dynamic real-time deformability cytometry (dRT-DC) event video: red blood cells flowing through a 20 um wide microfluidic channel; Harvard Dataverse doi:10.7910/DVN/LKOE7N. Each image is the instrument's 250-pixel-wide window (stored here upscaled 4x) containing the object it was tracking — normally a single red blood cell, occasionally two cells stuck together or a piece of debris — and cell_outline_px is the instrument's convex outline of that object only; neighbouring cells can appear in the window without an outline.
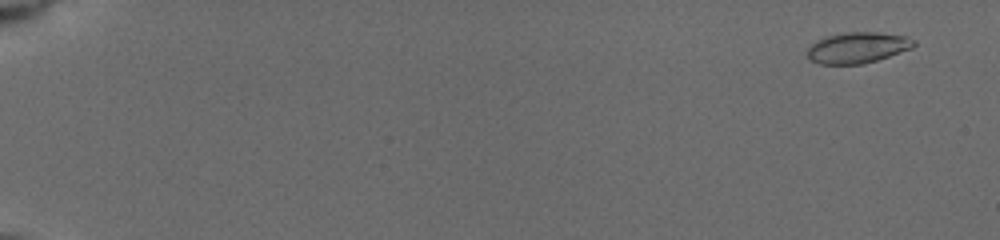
{"species": "common noctule bat (a hibernating species)", "species_latin": "Nyctalus noctula", "temperature_condition": "cold", "stored_images_in_passage": 82, "camera_frame_rate_fps": 3000, "um_per_image_px": 0.085, "animal": {"sex": "female", "body_mass_g": 19.5, "forearm_length_mm": 54.1}, "frame": {"image": 1, "passage_image": 5, "time_ms": 1.0, "image_size_px": [1000, 240], "cell_outline_px": [[916, 44], [912, 48], [864, 64], [820, 64], [808, 60], [808, 48], [816, 40], [824, 36], [848, 32], [876, 32], [908, 36], [916, 40]], "centroid_in_image_um": [72.89, 4.04], "position_along_channel_um": 12.1, "area_um2": 19.31}}
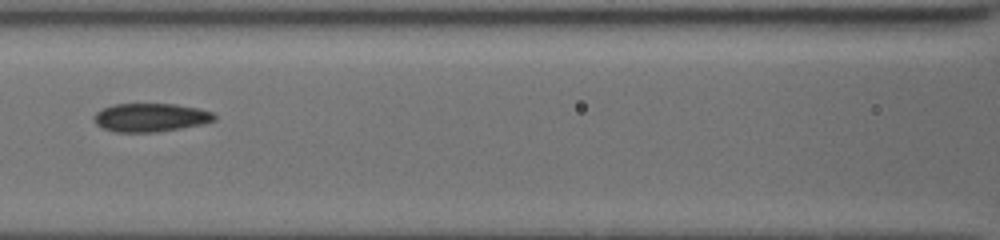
{"frame": {"image": 2, "passage_image": 39, "time_ms": 9.333, "image_size_px": [1000, 240], "cell_outline_px": [[216, 120], [200, 124], [180, 128], [156, 132], [116, 132], [104, 128], [96, 124], [92, 120], [92, 116], [96, 112], [112, 104], [176, 104], [196, 108], [212, 112], [216, 116]], "centroid_in_image_um": [12.75, 9.98], "position_along_channel_um": 153.8, "area_um2": 19.88}}
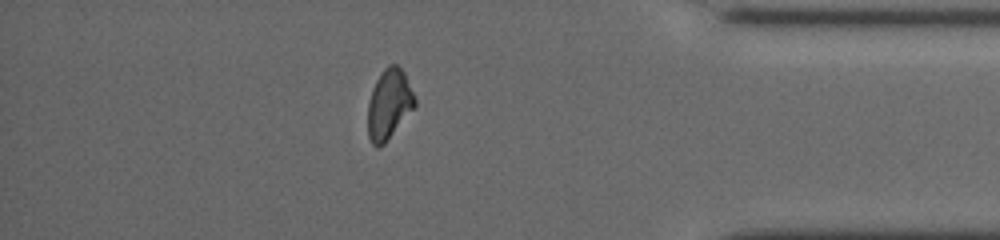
{"frame": {"image": 3, "passage_image": 68, "time_ms": 16.333, "image_size_px": [1000, 240], "cell_outline_px": [[416, 104], [384, 144], [376, 148], [372, 144], [368, 136], [368, 104], [372, 88], [376, 80], [384, 68], [388, 64], [396, 64], [404, 72], [416, 100]], "centroid_in_image_um": [33.04, 8.85], "position_along_channel_um": 402.2, "area_um2": 18.9}, "authors_computed_cell_mechanics": {"area_um2": 19.1896, "velocity_mm_per_s": 3.8871, "shape_relaxation_time_tau1_ms": 6.9212, "shape_relaxation_time_tau2_ms": 10.4312, "deformation_change_tau1": 0.1332, "deformation_change_tau2": 0.1195}}